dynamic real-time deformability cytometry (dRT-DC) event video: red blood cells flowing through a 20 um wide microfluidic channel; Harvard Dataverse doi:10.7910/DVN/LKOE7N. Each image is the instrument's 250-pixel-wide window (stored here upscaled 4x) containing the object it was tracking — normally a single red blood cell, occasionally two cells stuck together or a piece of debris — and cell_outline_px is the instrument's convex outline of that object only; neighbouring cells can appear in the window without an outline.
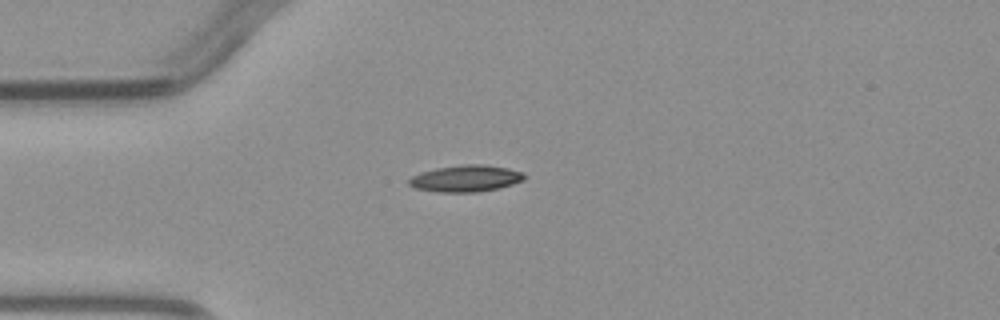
{"species": "common noctule bat (a hibernating species)", "species_latin": "Nyctalus noctula", "temperature_condition": "warm", "stored_images_in_passage": 2, "camera_frame_rate_fps": 3000, "um_per_image_px": 0.085, "animal": {"sex": "male", "body_mass_g": 23.1, "forearm_length_mm": 52.7}, "frame": {"image": 1, "passage_image": 1, "time_ms": 0.0, "image_size_px": [1000, 320], "cell_outline_px": [[524, 180], [500, 188], [476, 192], [436, 192], [416, 188], [408, 184], [408, 180], [412, 176], [420, 172], [436, 168], [464, 164], [484, 164], [508, 168], [524, 172]], "centroid_in_image_um": [39.59, 15.16], "position_along_channel_um": 45.4, "area_um2": 17.98}}